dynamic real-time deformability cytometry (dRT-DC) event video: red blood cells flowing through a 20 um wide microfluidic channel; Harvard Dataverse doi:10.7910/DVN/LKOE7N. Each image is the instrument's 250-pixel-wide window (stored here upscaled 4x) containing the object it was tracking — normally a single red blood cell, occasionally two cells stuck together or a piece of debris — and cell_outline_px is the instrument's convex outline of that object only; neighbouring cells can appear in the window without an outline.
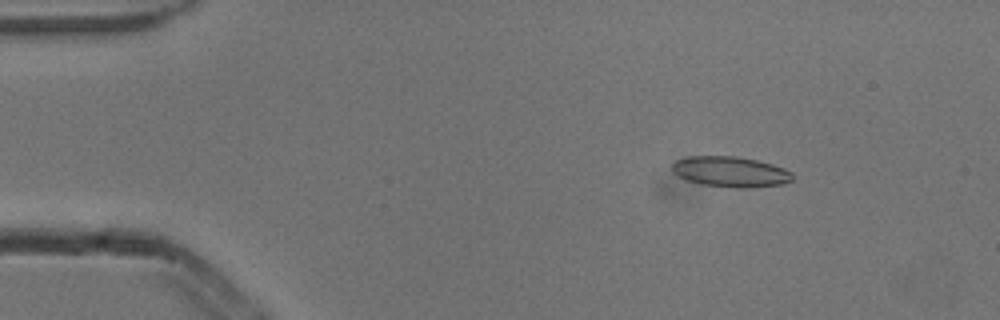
{"species": "common noctule bat (a hibernating species)", "species_latin": "Nyctalus noctula", "temperature_condition": "cold", "stored_images_in_passage": 5, "camera_frame_rate_fps": 3000, "um_per_image_px": 0.085, "animal": {"sex": "male", "body_mass_g": 13.3}, "frame": {"image": 1, "passage_image": 2, "time_ms": 0.333, "image_size_px": [1000, 320], "cell_outline_px": [[792, 180], [784, 184], [752, 188], [736, 188], [700, 184], [684, 180], [676, 176], [672, 172], [672, 164], [676, 160], [688, 156], [736, 156], [756, 160], [772, 164], [784, 168], [792, 172]], "centroid_in_image_um": [62.06, 14.61], "position_along_channel_um": 22.9, "area_um2": 21.73}}
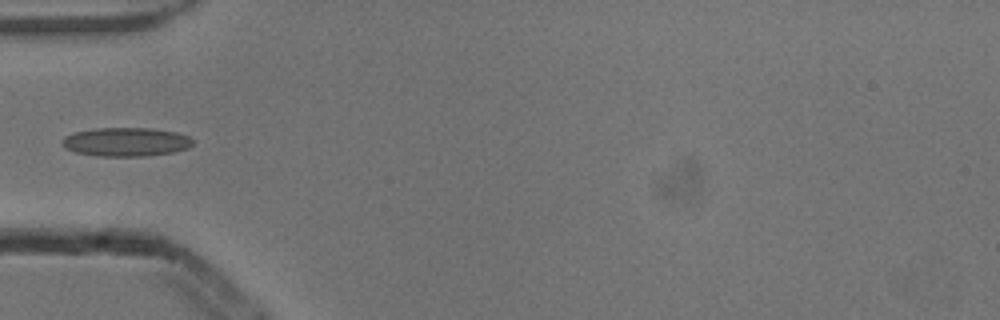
{"frame": {"image": 2, "passage_image": 5, "time_ms": 1.333, "image_size_px": [1000, 320], "cell_outline_px": [[192, 144], [188, 148], [176, 152], [144, 156], [96, 156], [76, 152], [64, 148], [60, 144], [60, 140], [64, 136], [76, 132], [96, 128], [152, 128], [176, 132], [188, 136], [192, 140]], "centroid_in_image_um": [10.68, 12.06], "position_along_channel_um": 74.3, "area_um2": 22.08}}